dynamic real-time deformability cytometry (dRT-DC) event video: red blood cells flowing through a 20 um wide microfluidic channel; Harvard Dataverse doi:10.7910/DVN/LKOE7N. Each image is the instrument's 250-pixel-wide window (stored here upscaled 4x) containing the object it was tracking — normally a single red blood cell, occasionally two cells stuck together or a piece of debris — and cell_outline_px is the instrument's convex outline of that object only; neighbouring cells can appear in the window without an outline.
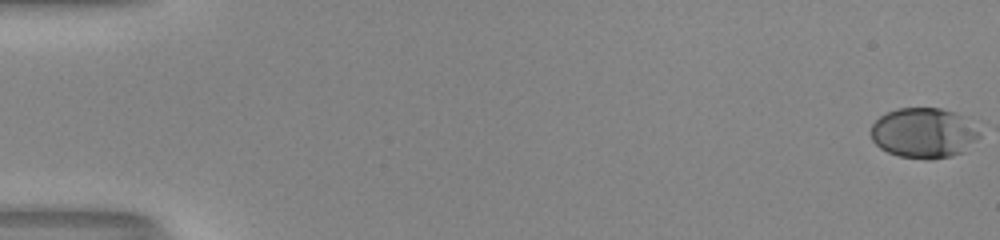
{"species": "human", "species_latin": "Homo sapiens", "temperature_condition": "room temperature", "stored_images_in_passage": 54, "camera_frame_rate_fps": 3000, "um_per_image_px": 0.085, "donor": {"sex": "male"}, "frame": {"image": 1, "passage_image": 1, "time_ms": 0.0, "image_size_px": [1000, 240], "cell_outline_px": [[980, 136], [964, 152], [952, 156], [900, 156], [888, 152], [880, 148], [872, 140], [868, 132], [872, 124], [880, 116], [896, 108], [940, 108], [956, 112], [964, 116], [980, 132]], "centroid_in_image_um": [78.49, 11.25], "position_along_channel_um": 6.5, "area_um2": 31.33}}
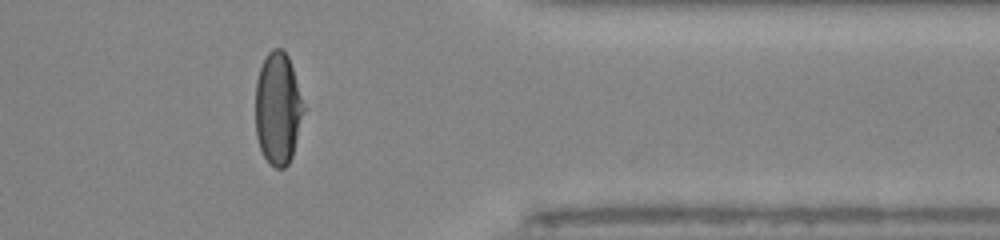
{"frame": {"image": 2, "passage_image": 45, "time_ms": 14.667, "image_size_px": [1000, 240], "cell_outline_px": [[304, 108], [292, 156], [288, 164], [284, 168], [276, 168], [264, 156], [260, 148], [256, 136], [256, 80], [260, 68], [268, 52], [272, 48], [280, 48], [288, 56], [292, 68]], "centroid_in_image_um": [23.6, 9.22], "position_along_channel_um": 387.8, "area_um2": 30.87}}
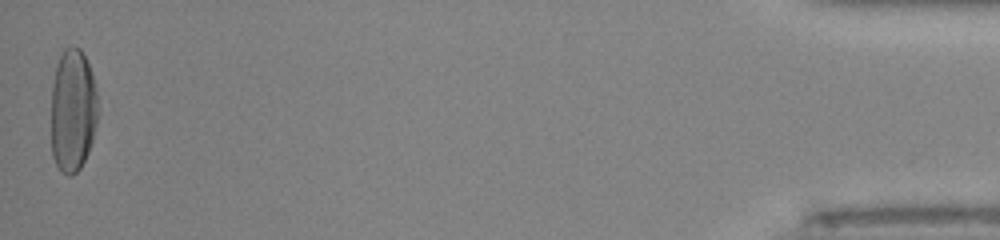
{"frame": {"image": 3, "passage_image": 54, "time_ms": 17.667, "image_size_px": [1000, 240], "cell_outline_px": [[100, 112], [92, 140], [88, 152], [80, 168], [72, 176], [68, 176], [60, 172], [52, 156], [52, 84], [56, 64], [64, 48], [72, 44], [80, 48], [92, 72]], "centroid_in_image_um": [6.2, 9.38], "position_along_channel_um": 429.0, "area_um2": 34.1}, "authors_computed_cell_mechanics": {"area_um2": 33.0905, "velocity_mm_per_s": 4.0279, "shape_relaxation_time_tau1_ms": 4.9845, "shape_relaxation_time_tau2_ms": null, "deformation_change_tau1": 0.2289, "deformation_change_tau2": null}}